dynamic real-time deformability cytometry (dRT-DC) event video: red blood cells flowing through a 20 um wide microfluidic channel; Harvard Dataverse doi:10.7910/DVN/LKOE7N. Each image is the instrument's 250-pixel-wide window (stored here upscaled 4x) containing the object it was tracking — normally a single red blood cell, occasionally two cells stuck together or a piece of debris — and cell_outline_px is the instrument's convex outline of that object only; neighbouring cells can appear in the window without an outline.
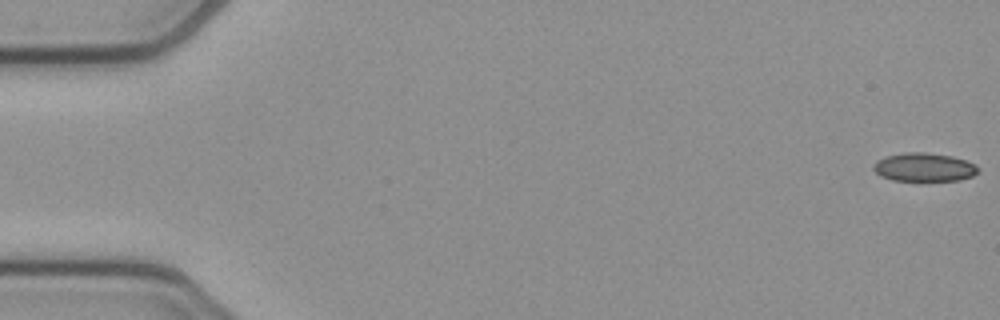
{"species": "common noctule bat (a hibernating species)", "species_latin": "Nyctalus noctula", "temperature_condition": "cold", "stored_images_in_passage": 53, "camera_frame_rate_fps": 3000, "um_per_image_px": 0.085, "animal": {"sex": "female", "body_mass_g": 21.9}, "frame": {"image": 1, "passage_image": 1, "time_ms": 0.0, "image_size_px": [1000, 320], "cell_outline_px": [[980, 168], [972, 176], [960, 180], [892, 180], [880, 176], [872, 168], [872, 164], [876, 160], [888, 156], [904, 152], [924, 152], [952, 156], [976, 164]], "centroid_in_image_um": [78.53, 14.2], "position_along_channel_um": 6.5, "area_um2": 17.34}}
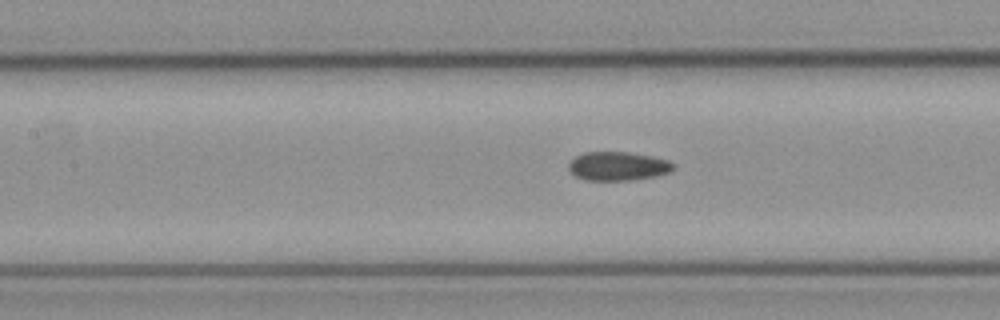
{"frame": {"image": 2, "passage_image": 24, "time_ms": 7.667, "image_size_px": [1000, 320], "cell_outline_px": [[676, 168], [672, 172], [656, 176], [636, 180], [584, 180], [576, 176], [568, 168], [568, 164], [576, 156], [584, 152], [628, 152], [652, 156], [668, 160], [676, 164]], "centroid_in_image_um": [52.59, 14.13], "position_along_channel_um": 154.8, "area_um2": 17.8}}
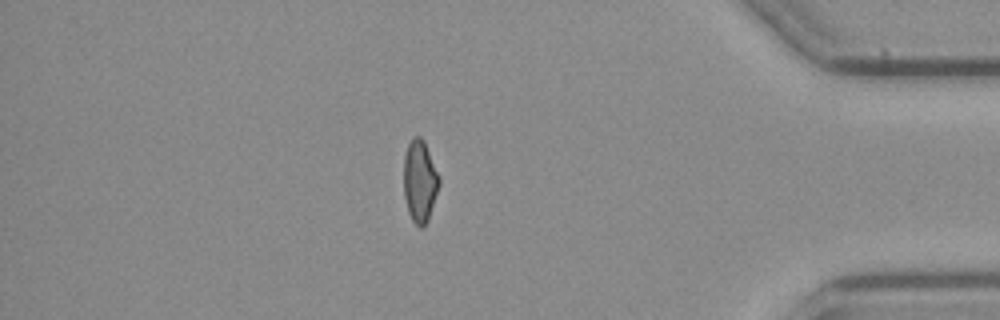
{"frame": {"image": 3, "passage_image": 46, "time_ms": 15.0, "image_size_px": [1000, 320], "cell_outline_px": [[440, 184], [428, 220], [420, 228], [412, 220], [408, 212], [404, 196], [404, 156], [408, 144], [412, 136], [420, 136], [424, 140], [440, 176]], "centroid_in_image_um": [35.69, 15.37], "position_along_channel_um": 399.5, "area_um2": 17.05}, "authors_computed_cell_mechanics": {"area_um2": 17.8024, "velocity_mm_per_s": 3.8616, "shape_relaxation_time_tau1_ms": null, "shape_relaxation_time_tau2_ms": 3.4236, "deformation_change_tau1": null, "deformation_change_tau2": 0.0906}}